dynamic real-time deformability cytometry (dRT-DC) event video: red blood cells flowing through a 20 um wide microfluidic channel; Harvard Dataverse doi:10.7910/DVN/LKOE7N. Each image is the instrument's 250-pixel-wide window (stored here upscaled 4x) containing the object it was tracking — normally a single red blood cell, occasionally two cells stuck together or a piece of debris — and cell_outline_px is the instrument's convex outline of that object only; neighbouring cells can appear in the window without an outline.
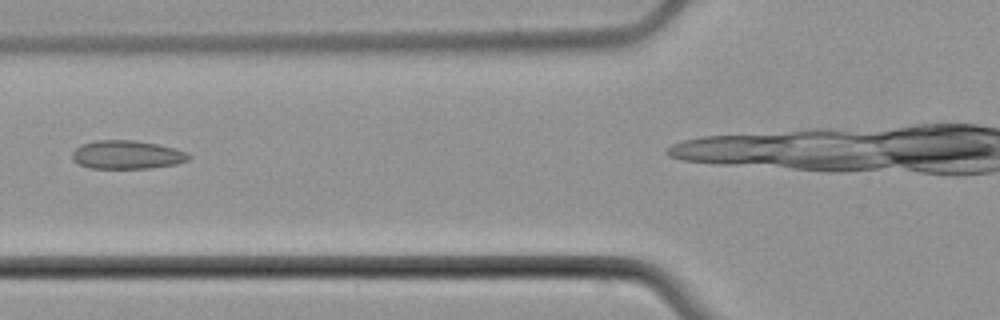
{"species": "common noctule bat (a hibernating species)", "species_latin": "Nyctalus noctula", "temperature_condition": "cold", "stored_images_in_passage": 6, "camera_frame_rate_fps": 3000, "um_per_image_px": 0.085, "animal": {"sex": "male", "body_mass_g": 21.5, "forearm_length_mm": 52.0}, "frame": {"image": 1, "passage_image": 3, "time_ms": 2.667, "image_size_px": [1000, 320], "cell_outline_px": [[192, 156], [188, 160], [176, 164], [152, 168], [88, 168], [72, 160], [72, 152], [80, 144], [96, 140], [136, 140], [160, 144], [176, 148], [188, 152]], "centroid_in_image_um": [10.82, 13.14], "position_along_channel_um": 115.0, "area_um2": 19.65}}